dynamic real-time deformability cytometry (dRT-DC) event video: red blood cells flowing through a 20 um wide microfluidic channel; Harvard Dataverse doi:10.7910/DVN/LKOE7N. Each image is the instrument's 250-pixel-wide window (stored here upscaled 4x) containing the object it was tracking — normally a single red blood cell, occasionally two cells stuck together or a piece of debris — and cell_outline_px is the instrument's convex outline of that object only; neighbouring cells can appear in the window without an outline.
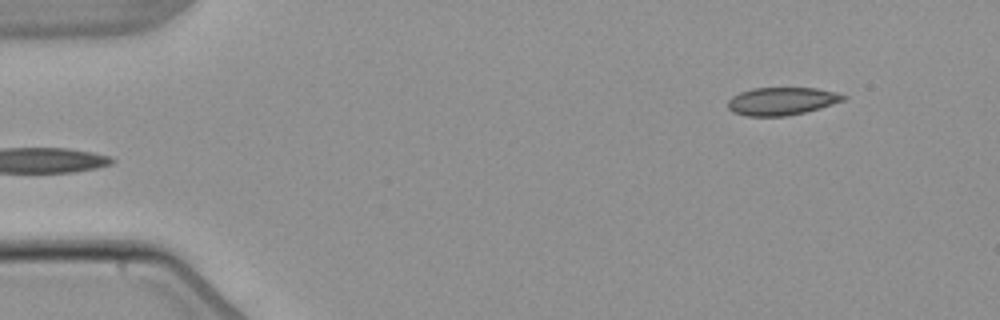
{"species": "common noctule bat (a hibernating species)", "species_latin": "Nyctalus noctula", "temperature_condition": "warm", "stored_images_in_passage": 4, "camera_frame_rate_fps": 3000, "um_per_image_px": 0.085, "animal": {"sex": "male", "body_mass_g": 21.5, "forearm_length_mm": 52.0}, "frame": {"image": 1, "passage_image": 4, "time_ms": 3.667, "image_size_px": [1000, 320], "cell_outline_px": [[848, 96], [844, 100], [820, 108], [804, 112], [784, 116], [744, 116], [732, 112], [728, 108], [728, 100], [732, 96], [740, 92], [752, 88], [816, 88], [836, 92]], "centroid_in_image_um": [66.42, 8.6], "position_along_channel_um": 18.6, "area_um2": 18.73}}